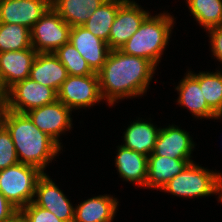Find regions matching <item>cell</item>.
<instances>
[{
    "label": "cell",
    "instance_id": "obj_30",
    "mask_svg": "<svg viewBox=\"0 0 222 222\" xmlns=\"http://www.w3.org/2000/svg\"><path fill=\"white\" fill-rule=\"evenodd\" d=\"M213 55L222 63V25L208 29Z\"/></svg>",
    "mask_w": 222,
    "mask_h": 222
},
{
    "label": "cell",
    "instance_id": "obj_11",
    "mask_svg": "<svg viewBox=\"0 0 222 222\" xmlns=\"http://www.w3.org/2000/svg\"><path fill=\"white\" fill-rule=\"evenodd\" d=\"M33 202L64 222L74 221L75 208L46 173L38 179Z\"/></svg>",
    "mask_w": 222,
    "mask_h": 222
},
{
    "label": "cell",
    "instance_id": "obj_22",
    "mask_svg": "<svg viewBox=\"0 0 222 222\" xmlns=\"http://www.w3.org/2000/svg\"><path fill=\"white\" fill-rule=\"evenodd\" d=\"M105 0H51V7L71 27L82 26Z\"/></svg>",
    "mask_w": 222,
    "mask_h": 222
},
{
    "label": "cell",
    "instance_id": "obj_4",
    "mask_svg": "<svg viewBox=\"0 0 222 222\" xmlns=\"http://www.w3.org/2000/svg\"><path fill=\"white\" fill-rule=\"evenodd\" d=\"M163 190L184 198H201L217 194L219 202L222 203V174L192 162L160 191Z\"/></svg>",
    "mask_w": 222,
    "mask_h": 222
},
{
    "label": "cell",
    "instance_id": "obj_12",
    "mask_svg": "<svg viewBox=\"0 0 222 222\" xmlns=\"http://www.w3.org/2000/svg\"><path fill=\"white\" fill-rule=\"evenodd\" d=\"M51 6V0H0V23L32 29Z\"/></svg>",
    "mask_w": 222,
    "mask_h": 222
},
{
    "label": "cell",
    "instance_id": "obj_14",
    "mask_svg": "<svg viewBox=\"0 0 222 222\" xmlns=\"http://www.w3.org/2000/svg\"><path fill=\"white\" fill-rule=\"evenodd\" d=\"M195 144L189 132L178 126L161 128L155 143L153 154L183 160H191Z\"/></svg>",
    "mask_w": 222,
    "mask_h": 222
},
{
    "label": "cell",
    "instance_id": "obj_27",
    "mask_svg": "<svg viewBox=\"0 0 222 222\" xmlns=\"http://www.w3.org/2000/svg\"><path fill=\"white\" fill-rule=\"evenodd\" d=\"M54 54L67 69L68 75L86 76L94 74L86 60L70 42L62 45Z\"/></svg>",
    "mask_w": 222,
    "mask_h": 222
},
{
    "label": "cell",
    "instance_id": "obj_15",
    "mask_svg": "<svg viewBox=\"0 0 222 222\" xmlns=\"http://www.w3.org/2000/svg\"><path fill=\"white\" fill-rule=\"evenodd\" d=\"M175 90L179 93L177 103L188 108L194 117L217 120L222 118V115L218 116L206 103L199 85V73L188 71Z\"/></svg>",
    "mask_w": 222,
    "mask_h": 222
},
{
    "label": "cell",
    "instance_id": "obj_20",
    "mask_svg": "<svg viewBox=\"0 0 222 222\" xmlns=\"http://www.w3.org/2000/svg\"><path fill=\"white\" fill-rule=\"evenodd\" d=\"M115 166L123 180L145 188L147 180L148 156L140 152L127 149L122 145L117 147Z\"/></svg>",
    "mask_w": 222,
    "mask_h": 222
},
{
    "label": "cell",
    "instance_id": "obj_23",
    "mask_svg": "<svg viewBox=\"0 0 222 222\" xmlns=\"http://www.w3.org/2000/svg\"><path fill=\"white\" fill-rule=\"evenodd\" d=\"M125 1L105 0L82 26L108 44L111 26L119 7Z\"/></svg>",
    "mask_w": 222,
    "mask_h": 222
},
{
    "label": "cell",
    "instance_id": "obj_16",
    "mask_svg": "<svg viewBox=\"0 0 222 222\" xmlns=\"http://www.w3.org/2000/svg\"><path fill=\"white\" fill-rule=\"evenodd\" d=\"M36 55L37 52L34 49L0 53V79L7 90L16 82L30 76Z\"/></svg>",
    "mask_w": 222,
    "mask_h": 222
},
{
    "label": "cell",
    "instance_id": "obj_7",
    "mask_svg": "<svg viewBox=\"0 0 222 222\" xmlns=\"http://www.w3.org/2000/svg\"><path fill=\"white\" fill-rule=\"evenodd\" d=\"M57 99L72 111L90 108L101 102L103 98L98 73L86 76L68 75L57 92Z\"/></svg>",
    "mask_w": 222,
    "mask_h": 222
},
{
    "label": "cell",
    "instance_id": "obj_13",
    "mask_svg": "<svg viewBox=\"0 0 222 222\" xmlns=\"http://www.w3.org/2000/svg\"><path fill=\"white\" fill-rule=\"evenodd\" d=\"M69 42L78 50L94 73H98L110 52L108 44L83 26L71 27Z\"/></svg>",
    "mask_w": 222,
    "mask_h": 222
},
{
    "label": "cell",
    "instance_id": "obj_24",
    "mask_svg": "<svg viewBox=\"0 0 222 222\" xmlns=\"http://www.w3.org/2000/svg\"><path fill=\"white\" fill-rule=\"evenodd\" d=\"M193 18L208 30L222 25V0H186Z\"/></svg>",
    "mask_w": 222,
    "mask_h": 222
},
{
    "label": "cell",
    "instance_id": "obj_29",
    "mask_svg": "<svg viewBox=\"0 0 222 222\" xmlns=\"http://www.w3.org/2000/svg\"><path fill=\"white\" fill-rule=\"evenodd\" d=\"M19 212L27 222H64L49 210L37 206L33 201L23 207Z\"/></svg>",
    "mask_w": 222,
    "mask_h": 222
},
{
    "label": "cell",
    "instance_id": "obj_9",
    "mask_svg": "<svg viewBox=\"0 0 222 222\" xmlns=\"http://www.w3.org/2000/svg\"><path fill=\"white\" fill-rule=\"evenodd\" d=\"M71 112V109L57 99L51 104L34 108L26 114L39 130L63 147L59 138L61 134L72 128Z\"/></svg>",
    "mask_w": 222,
    "mask_h": 222
},
{
    "label": "cell",
    "instance_id": "obj_31",
    "mask_svg": "<svg viewBox=\"0 0 222 222\" xmlns=\"http://www.w3.org/2000/svg\"><path fill=\"white\" fill-rule=\"evenodd\" d=\"M19 210L0 192V222H8Z\"/></svg>",
    "mask_w": 222,
    "mask_h": 222
},
{
    "label": "cell",
    "instance_id": "obj_32",
    "mask_svg": "<svg viewBox=\"0 0 222 222\" xmlns=\"http://www.w3.org/2000/svg\"><path fill=\"white\" fill-rule=\"evenodd\" d=\"M7 106V89L0 79V110H5Z\"/></svg>",
    "mask_w": 222,
    "mask_h": 222
},
{
    "label": "cell",
    "instance_id": "obj_33",
    "mask_svg": "<svg viewBox=\"0 0 222 222\" xmlns=\"http://www.w3.org/2000/svg\"><path fill=\"white\" fill-rule=\"evenodd\" d=\"M8 222H27V220L18 212L11 220Z\"/></svg>",
    "mask_w": 222,
    "mask_h": 222
},
{
    "label": "cell",
    "instance_id": "obj_5",
    "mask_svg": "<svg viewBox=\"0 0 222 222\" xmlns=\"http://www.w3.org/2000/svg\"><path fill=\"white\" fill-rule=\"evenodd\" d=\"M39 168L23 163L0 170V192L19 211L34 200Z\"/></svg>",
    "mask_w": 222,
    "mask_h": 222
},
{
    "label": "cell",
    "instance_id": "obj_8",
    "mask_svg": "<svg viewBox=\"0 0 222 222\" xmlns=\"http://www.w3.org/2000/svg\"><path fill=\"white\" fill-rule=\"evenodd\" d=\"M57 100V92L31 78L16 82L7 90L6 109L12 112L27 113L28 111L51 104Z\"/></svg>",
    "mask_w": 222,
    "mask_h": 222
},
{
    "label": "cell",
    "instance_id": "obj_3",
    "mask_svg": "<svg viewBox=\"0 0 222 222\" xmlns=\"http://www.w3.org/2000/svg\"><path fill=\"white\" fill-rule=\"evenodd\" d=\"M174 24L170 13L150 14L119 50L127 55L145 58L157 67L169 44Z\"/></svg>",
    "mask_w": 222,
    "mask_h": 222
},
{
    "label": "cell",
    "instance_id": "obj_10",
    "mask_svg": "<svg viewBox=\"0 0 222 222\" xmlns=\"http://www.w3.org/2000/svg\"><path fill=\"white\" fill-rule=\"evenodd\" d=\"M150 12L134 0H126L118 9L108 39L110 50L120 49L140 28Z\"/></svg>",
    "mask_w": 222,
    "mask_h": 222
},
{
    "label": "cell",
    "instance_id": "obj_26",
    "mask_svg": "<svg viewBox=\"0 0 222 222\" xmlns=\"http://www.w3.org/2000/svg\"><path fill=\"white\" fill-rule=\"evenodd\" d=\"M199 85L208 106L222 115V71L199 72Z\"/></svg>",
    "mask_w": 222,
    "mask_h": 222
},
{
    "label": "cell",
    "instance_id": "obj_28",
    "mask_svg": "<svg viewBox=\"0 0 222 222\" xmlns=\"http://www.w3.org/2000/svg\"><path fill=\"white\" fill-rule=\"evenodd\" d=\"M19 163L15 145L7 128H0V170Z\"/></svg>",
    "mask_w": 222,
    "mask_h": 222
},
{
    "label": "cell",
    "instance_id": "obj_25",
    "mask_svg": "<svg viewBox=\"0 0 222 222\" xmlns=\"http://www.w3.org/2000/svg\"><path fill=\"white\" fill-rule=\"evenodd\" d=\"M33 49L30 29L23 25L0 23V53Z\"/></svg>",
    "mask_w": 222,
    "mask_h": 222
},
{
    "label": "cell",
    "instance_id": "obj_19",
    "mask_svg": "<svg viewBox=\"0 0 222 222\" xmlns=\"http://www.w3.org/2000/svg\"><path fill=\"white\" fill-rule=\"evenodd\" d=\"M118 199L111 195H99L84 200L75 206L73 222H112Z\"/></svg>",
    "mask_w": 222,
    "mask_h": 222
},
{
    "label": "cell",
    "instance_id": "obj_6",
    "mask_svg": "<svg viewBox=\"0 0 222 222\" xmlns=\"http://www.w3.org/2000/svg\"><path fill=\"white\" fill-rule=\"evenodd\" d=\"M71 26L50 6L34 24L31 33V46L37 53H54L69 42Z\"/></svg>",
    "mask_w": 222,
    "mask_h": 222
},
{
    "label": "cell",
    "instance_id": "obj_34",
    "mask_svg": "<svg viewBox=\"0 0 222 222\" xmlns=\"http://www.w3.org/2000/svg\"><path fill=\"white\" fill-rule=\"evenodd\" d=\"M4 125V110H0V128Z\"/></svg>",
    "mask_w": 222,
    "mask_h": 222
},
{
    "label": "cell",
    "instance_id": "obj_18",
    "mask_svg": "<svg viewBox=\"0 0 222 222\" xmlns=\"http://www.w3.org/2000/svg\"><path fill=\"white\" fill-rule=\"evenodd\" d=\"M67 77V69L54 53H37L29 78L58 92Z\"/></svg>",
    "mask_w": 222,
    "mask_h": 222
},
{
    "label": "cell",
    "instance_id": "obj_17",
    "mask_svg": "<svg viewBox=\"0 0 222 222\" xmlns=\"http://www.w3.org/2000/svg\"><path fill=\"white\" fill-rule=\"evenodd\" d=\"M193 160H183L153 153L148 156L145 188L161 190L165 184L182 172Z\"/></svg>",
    "mask_w": 222,
    "mask_h": 222
},
{
    "label": "cell",
    "instance_id": "obj_2",
    "mask_svg": "<svg viewBox=\"0 0 222 222\" xmlns=\"http://www.w3.org/2000/svg\"><path fill=\"white\" fill-rule=\"evenodd\" d=\"M4 126L9 131L20 163L29 164L44 172L61 146L39 130L26 113L4 110Z\"/></svg>",
    "mask_w": 222,
    "mask_h": 222
},
{
    "label": "cell",
    "instance_id": "obj_1",
    "mask_svg": "<svg viewBox=\"0 0 222 222\" xmlns=\"http://www.w3.org/2000/svg\"><path fill=\"white\" fill-rule=\"evenodd\" d=\"M157 68L147 59L110 50L98 72L100 92L107 104L144 95Z\"/></svg>",
    "mask_w": 222,
    "mask_h": 222
},
{
    "label": "cell",
    "instance_id": "obj_21",
    "mask_svg": "<svg viewBox=\"0 0 222 222\" xmlns=\"http://www.w3.org/2000/svg\"><path fill=\"white\" fill-rule=\"evenodd\" d=\"M139 119L133 121L123 133L124 144L122 146L149 156L153 153L161 128H157L150 121Z\"/></svg>",
    "mask_w": 222,
    "mask_h": 222
}]
</instances>
